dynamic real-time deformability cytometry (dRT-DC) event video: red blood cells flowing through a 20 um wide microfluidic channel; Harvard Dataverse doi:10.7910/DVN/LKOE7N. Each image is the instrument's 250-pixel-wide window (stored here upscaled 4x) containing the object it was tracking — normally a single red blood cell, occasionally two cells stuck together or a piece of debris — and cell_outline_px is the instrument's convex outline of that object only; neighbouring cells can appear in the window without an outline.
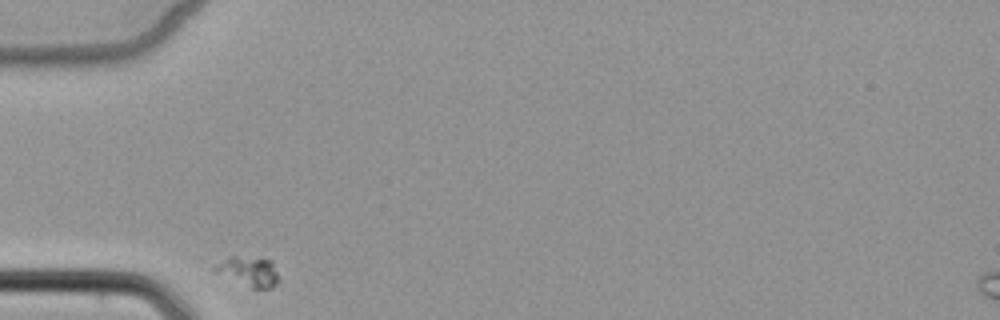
{"species": "common noctule bat (a hibernating species)", "species_latin": "Nyctalus noctula", "temperature_condition": "cold", "stored_images_in_passage": 3, "camera_frame_rate_fps": 3000, "um_per_image_px": 0.085, "animal": {"sex": "female", "body_mass_g": 22.7, "forearm_length_mm": 54.2}, "frame": {"image": 1, "passage_image": 1, "time_ms": 0.0, "image_size_px": [1000, 320], "cell_outline_px": [[276, 284], [272, 288], [252, 288], [212, 272], [212, 268], [228, 256], [236, 256], [272, 260], [276, 272]], "centroid_in_image_um": [21.07, 23.07], "position_along_channel_um": 63.9, "area_um2": 10.92}}
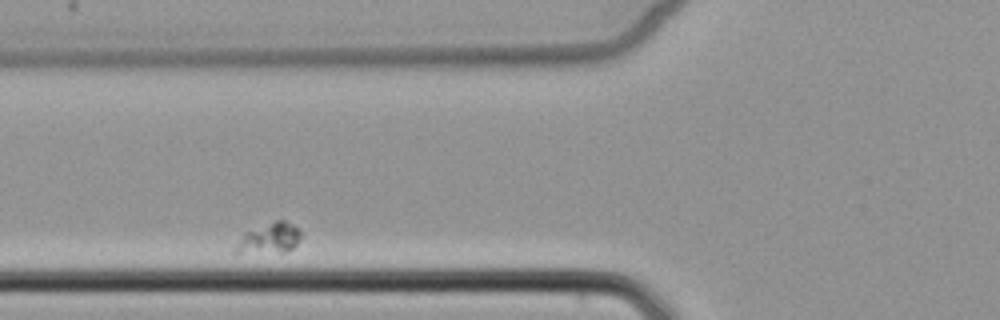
{"frame": {"image": 2, "passage_image": 2, "time_ms": 1.333, "image_size_px": [1000, 320], "cell_outline_px": [[300, 236], [296, 244], [292, 248], [236, 252], [236, 248], [244, 232], [276, 220], [284, 220], [300, 228]], "centroid_in_image_um": [22.94, 20.15], "position_along_channel_um": 102.9, "area_um2": 10.46}}
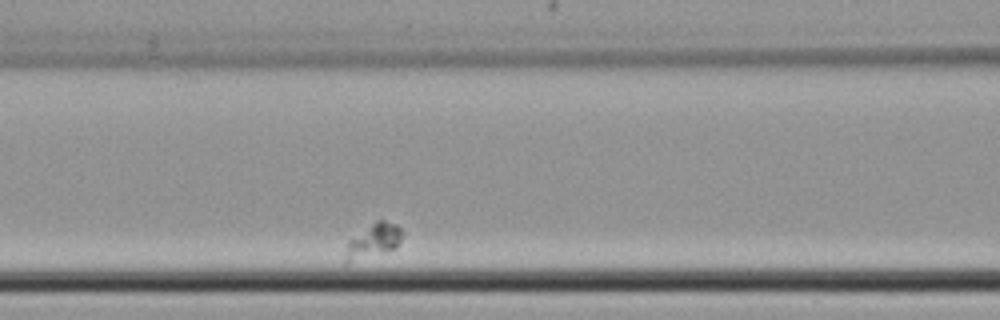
{"frame": {"image": 3, "passage_image": 3, "time_ms": 2.333, "image_size_px": [1000, 320], "cell_outline_px": [[404, 232], [396, 248], [348, 264], [344, 260], [348, 240], [376, 220], [384, 220], [396, 224]], "centroid_in_image_um": [31.72, 20.48], "position_along_channel_um": 134.9, "area_um2": 11.33}}